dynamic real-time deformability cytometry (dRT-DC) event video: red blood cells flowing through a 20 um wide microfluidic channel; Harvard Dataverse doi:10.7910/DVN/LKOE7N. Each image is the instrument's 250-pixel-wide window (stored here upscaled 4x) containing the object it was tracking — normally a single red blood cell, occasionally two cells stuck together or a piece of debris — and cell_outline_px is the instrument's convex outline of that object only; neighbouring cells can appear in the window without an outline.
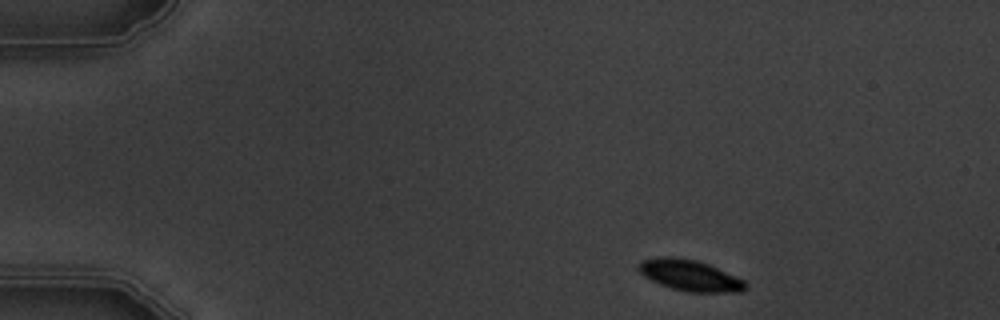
{"species": "common noctule bat (a hibernating species)", "species_latin": "Nyctalus noctula", "temperature_condition": "warm", "stored_images_in_passage": 4, "camera_frame_rate_fps": 3000, "um_per_image_px": 0.085, "animal": {"sex": "male", "body_mass_g": 19.5, "forearm_length_mm": 54.6}, "frame": {"image": 1, "passage_image": 1, "time_ms": 0.0, "image_size_px": [1000, 320], "cell_outline_px": [[748, 288], [744, 292], [688, 292], [672, 288], [660, 284], [644, 276], [640, 272], [640, 260], [664, 256], [672, 256], [696, 260], [708, 264], [744, 280], [748, 284]], "centroid_in_image_um": [58.69, 23.42], "position_along_channel_um": 26.3, "area_um2": 19.25}}
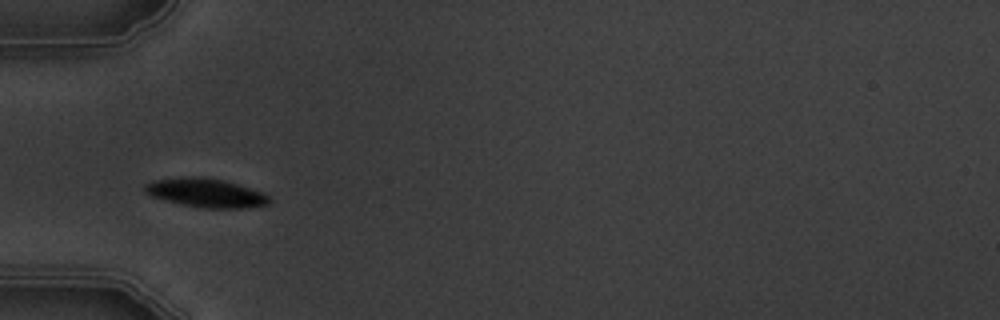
{"frame": {"image": 2, "passage_image": 4, "time_ms": 3.333, "image_size_px": [1000, 320], "cell_outline_px": [[272, 200], [268, 204], [244, 208], [200, 208], [180, 204], [152, 196], [144, 192], [144, 184], [152, 180], [180, 176], [200, 176], [224, 180], [264, 192]], "centroid_in_image_um": [17.48, 16.38], "position_along_channel_um": 67.5, "area_um2": 21.21}}